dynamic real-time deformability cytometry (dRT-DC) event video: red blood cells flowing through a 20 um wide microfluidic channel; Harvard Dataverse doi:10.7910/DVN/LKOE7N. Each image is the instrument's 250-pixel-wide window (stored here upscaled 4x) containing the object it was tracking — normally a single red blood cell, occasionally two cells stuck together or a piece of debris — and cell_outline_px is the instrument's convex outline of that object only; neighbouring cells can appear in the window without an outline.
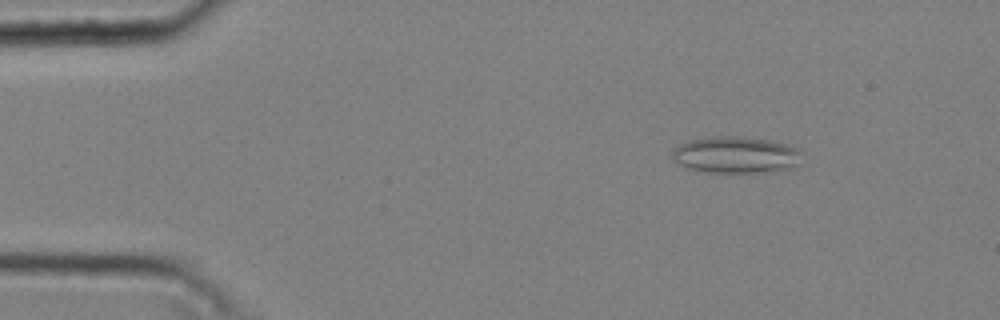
{"species": "common noctule bat (a hibernating species)", "species_latin": "Nyctalus noctula", "temperature_condition": "cold", "stored_images_in_passage": 50, "camera_frame_rate_fps": 3000, "um_per_image_px": 0.085, "animal": {"sex": "male", "body_mass_g": 20.4}, "frame": {"image": 1, "passage_image": 7, "time_ms": 2.0, "image_size_px": [1000, 320], "cell_outline_px": [[804, 152], [796, 164], [788, 168], [772, 172], [704, 172], [688, 168], [672, 160], [668, 156], [680, 144], [688, 140], [716, 136], [744, 136], [768, 140], [800, 148]], "centroid_in_image_um": [62.52, 13.16], "position_along_channel_um": 22.5, "area_um2": 27.86}}
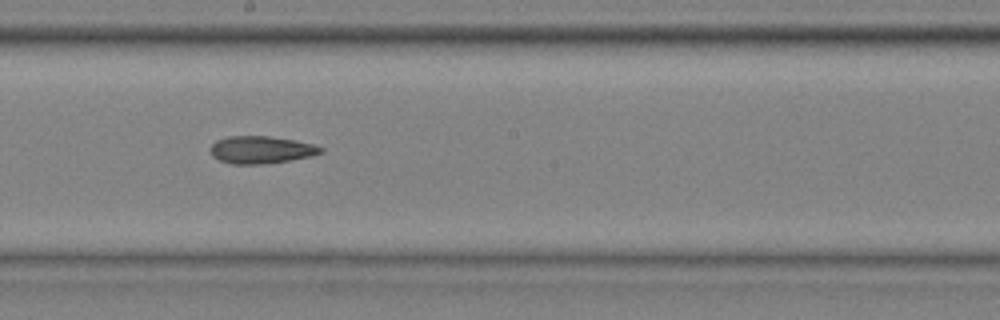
{"frame": {"image": 2, "passage_image": 29, "time_ms": 9.333, "image_size_px": [1000, 320], "cell_outline_px": [[324, 152], [312, 156], [264, 164], [232, 164], [220, 160], [212, 156], [208, 148], [216, 140], [228, 136], [268, 136], [292, 140], [312, 144], [324, 148]], "centroid_in_image_um": [22.16, 12.73], "position_along_channel_um": 226.0, "area_um2": 17.63}}
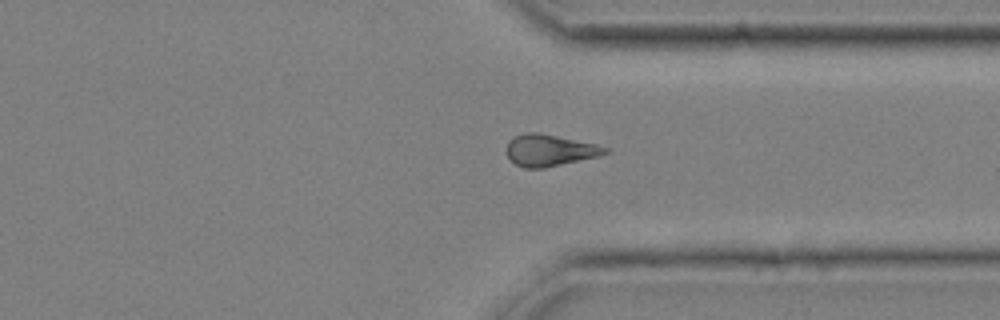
{"frame": {"image": 3, "passage_image": 40, "time_ms": 13.0, "image_size_px": [1000, 320], "cell_outline_px": [[608, 152], [600, 156], [544, 168], [524, 168], [516, 164], [508, 156], [508, 140], [512, 136], [524, 132], [536, 132], [596, 144], [608, 148]], "centroid_in_image_um": [46.71, 12.77], "position_along_channel_um": 364.7, "area_um2": 18.03}, "authors_computed_cell_mechanics": {"area_um2": 19.0451, "velocity_mm_per_s": 3.7676, "shape_relaxation_time_tau1_ms": null, "shape_relaxation_time_tau2_ms": 5.3794, "deformation_change_tau1": null, "deformation_change_tau2": 0.1534}}